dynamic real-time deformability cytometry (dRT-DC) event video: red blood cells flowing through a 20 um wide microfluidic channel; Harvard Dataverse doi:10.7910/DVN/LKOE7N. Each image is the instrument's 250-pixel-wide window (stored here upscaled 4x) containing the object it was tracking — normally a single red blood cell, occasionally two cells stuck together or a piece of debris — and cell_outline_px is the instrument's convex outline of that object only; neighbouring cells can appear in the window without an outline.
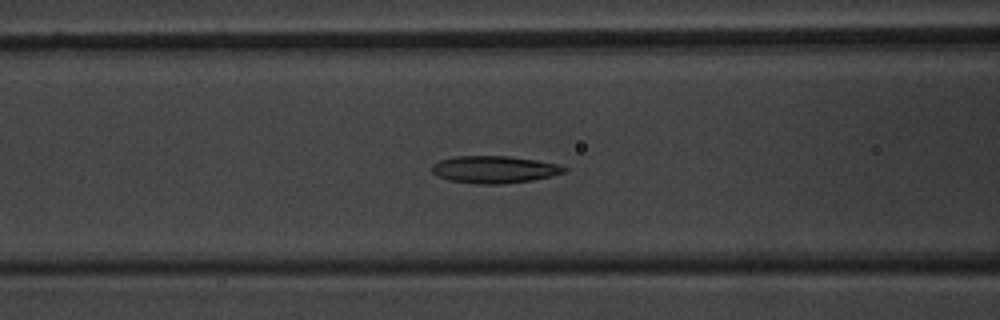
{"species": "common noctule bat (a hibernating species)", "species_latin": "Nyctalus noctula", "temperature_condition": "warm", "stored_images_in_passage": 47, "camera_frame_rate_fps": 3000, "um_per_image_px": 0.085, "animal": {"sex": "male", "body_mass_g": 20.1, "forearm_length_mm": 53.5}, "frame": {"image": 1, "passage_image": 21, "time_ms": 6.667, "image_size_px": [1000, 320], "cell_outline_px": [[568, 168], [564, 172], [552, 176], [532, 180], [500, 184], [476, 184], [448, 180], [432, 172], [432, 164], [440, 160], [456, 156], [508, 156], [536, 160], [556, 164]], "centroid_in_image_um": [42.01, 14.41], "position_along_channel_um": 124.6, "area_um2": 20.87}}
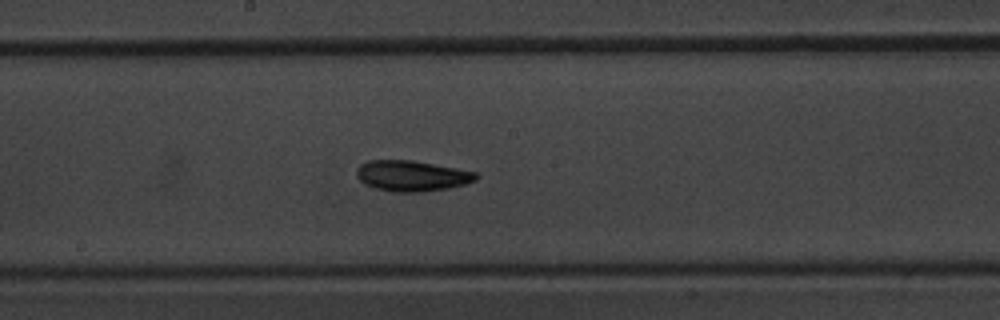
{"frame": {"image": 2, "passage_image": 28, "time_ms": 9.0, "image_size_px": [1000, 320], "cell_outline_px": [[480, 176], [476, 180], [464, 184], [448, 188], [420, 192], [392, 192], [376, 188], [364, 184], [356, 176], [356, 168], [360, 164], [368, 160], [412, 160], [456, 168], [476, 172]], "centroid_in_image_um": [34.98, 14.94], "position_along_channel_um": 213.2, "area_um2": 21.44}}
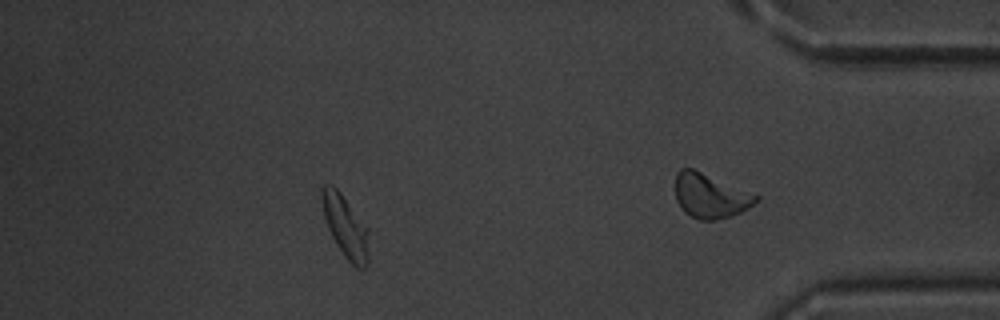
{"frame": {"image": 3, "passage_image": 41, "time_ms": 13.333, "image_size_px": [1000, 320], "cell_outline_px": [[368, 264], [364, 268], [356, 268], [344, 256], [336, 244], [328, 228], [324, 216], [320, 196], [320, 192], [324, 184], [332, 184], [340, 192], [368, 228]], "centroid_in_image_um": [29.35, 19.25], "position_along_channel_um": 405.8, "area_um2": 16.94}, "authors_computed_cell_mechanics": {"area_um2": 20.519, "velocity_mm_per_s": 3.7947, "shape_relaxation_time_tau1_ms": 2.8277, "shape_relaxation_time_tau2_ms": 6.7553, "deformation_change_tau1": 0.1265, "deformation_change_tau2": 0.1153}}